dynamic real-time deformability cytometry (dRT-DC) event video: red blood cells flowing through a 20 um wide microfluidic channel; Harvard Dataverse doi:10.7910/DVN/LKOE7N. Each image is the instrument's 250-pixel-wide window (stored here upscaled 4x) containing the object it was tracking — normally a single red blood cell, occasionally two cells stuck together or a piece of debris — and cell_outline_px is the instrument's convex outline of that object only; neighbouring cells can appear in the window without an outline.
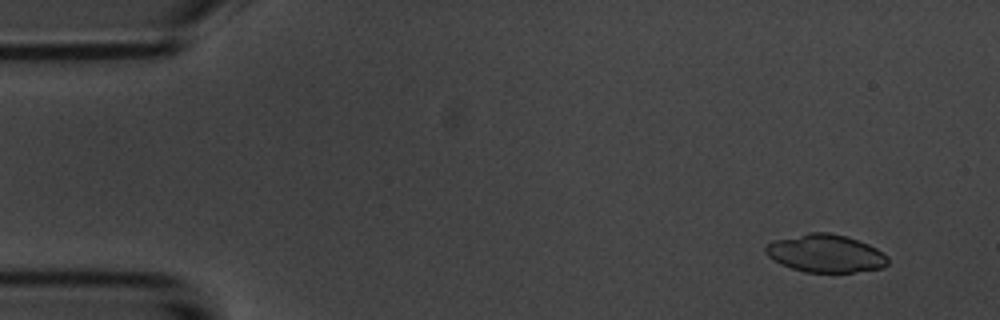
{"species": "common noctule bat (a hibernating species)", "species_latin": "Nyctalus noctula", "temperature_condition": "room temperature", "stored_images_in_passage": 4, "camera_frame_rate_fps": 3000, "um_per_image_px": 0.085, "animal": {"sex": "male", "body_mass_g": 20.1, "forearm_length_mm": 53.5}, "frame": {"image": 1, "passage_image": 1, "time_ms": 0.0, "image_size_px": [1000, 320], "cell_outline_px": [[888, 264], [884, 268], [856, 272], [804, 272], [780, 264], [768, 256], [764, 252], [764, 248], [768, 244], [776, 240], [808, 232], [828, 232], [844, 236], [868, 244], [876, 248], [888, 256]], "centroid_in_image_um": [70.18, 21.55], "position_along_channel_um": 14.8, "area_um2": 26.93}}
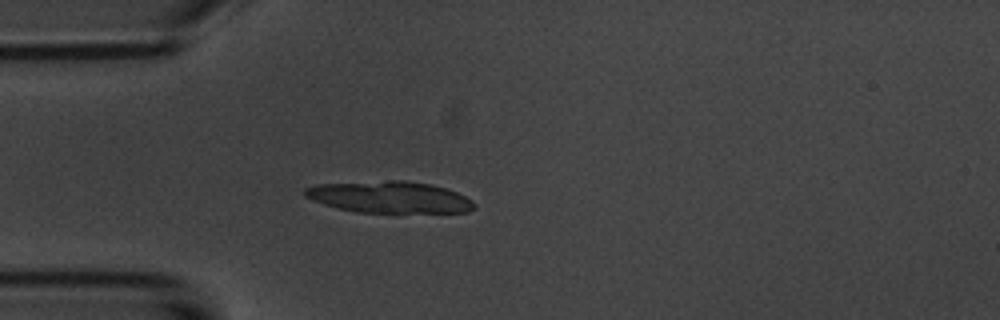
{"frame": {"image": 2, "passage_image": 4, "time_ms": 3.667, "image_size_px": [1000, 320], "cell_outline_px": [[476, 208], [468, 212], [356, 212], [324, 204], [304, 196], [304, 188], [316, 184], [392, 180], [408, 180], [432, 184], [456, 192], [472, 200], [476, 204]], "centroid_in_image_um": [33.12, 16.74], "position_along_channel_um": 51.9, "area_um2": 31.15}}